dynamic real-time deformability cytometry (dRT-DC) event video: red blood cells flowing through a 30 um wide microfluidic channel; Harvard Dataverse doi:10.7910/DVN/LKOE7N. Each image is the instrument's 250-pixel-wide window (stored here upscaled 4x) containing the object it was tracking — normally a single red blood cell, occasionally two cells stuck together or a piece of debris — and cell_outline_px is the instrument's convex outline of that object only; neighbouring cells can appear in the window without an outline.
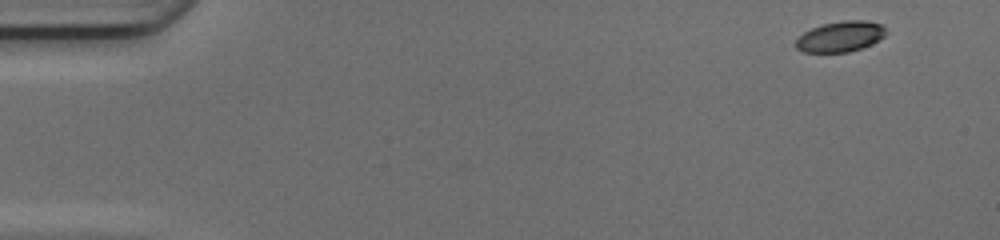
{"species": "common noctule bat (a hibernating species)", "species_latin": "Nyctalus noctula", "temperature_condition": "cold", "stored_images_in_passage": 41, "camera_frame_rate_fps": 3000, "um_per_image_px": 0.085, "animal": {"sex": "female", "body_mass_g": 17.0, "forearm_length_mm": 48.0}, "frame": {"image": 1, "passage_image": 1, "time_ms": 0.0, "image_size_px": [1000, 240], "cell_outline_px": [[888, 32], [884, 36], [872, 44], [848, 52], [804, 52], [796, 48], [796, 40], [804, 32], [812, 28], [824, 24], [844, 20], [864, 20], [880, 24]], "centroid_in_image_um": [71.44, 3.11], "position_along_channel_um": 13.6, "area_um2": 15.9}}
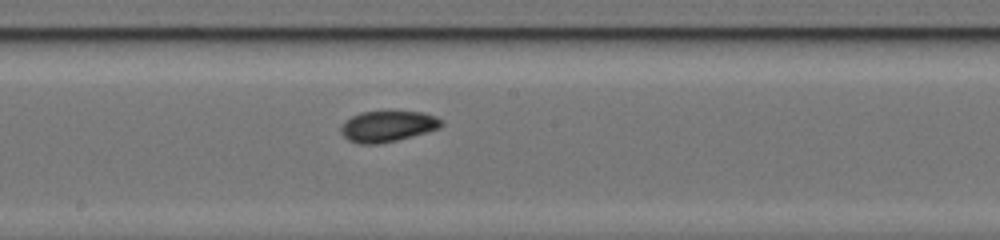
{"frame": {"image": 2, "passage_image": 25, "time_ms": 8.0, "image_size_px": [1000, 240], "cell_outline_px": [[444, 124], [440, 128], [428, 132], [380, 144], [360, 144], [348, 140], [340, 132], [340, 128], [344, 120], [360, 112], [424, 112], [436, 116], [444, 120]], "centroid_in_image_um": [32.97, 10.74], "position_along_channel_um": 215.2, "area_um2": 18.26}}
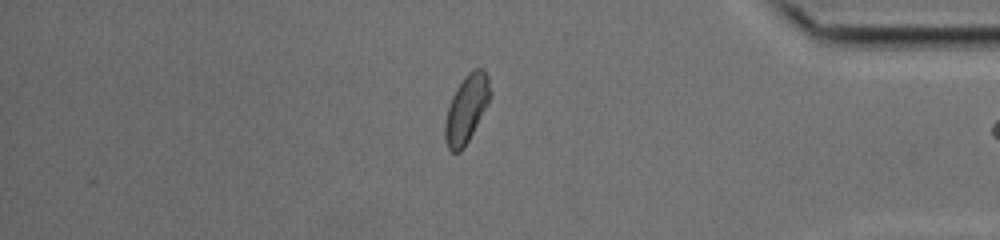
{"frame": {"image": 3, "passage_image": 40, "time_ms": 13.0, "image_size_px": [1000, 240], "cell_outline_px": [[488, 104], [464, 148], [460, 152], [452, 152], [448, 148], [444, 136], [444, 124], [448, 108], [452, 96], [456, 88], [464, 76], [468, 72], [476, 68], [484, 68], [488, 76]], "centroid_in_image_um": [39.62, 9.26], "position_along_channel_um": 395.6, "area_um2": 17.51}}